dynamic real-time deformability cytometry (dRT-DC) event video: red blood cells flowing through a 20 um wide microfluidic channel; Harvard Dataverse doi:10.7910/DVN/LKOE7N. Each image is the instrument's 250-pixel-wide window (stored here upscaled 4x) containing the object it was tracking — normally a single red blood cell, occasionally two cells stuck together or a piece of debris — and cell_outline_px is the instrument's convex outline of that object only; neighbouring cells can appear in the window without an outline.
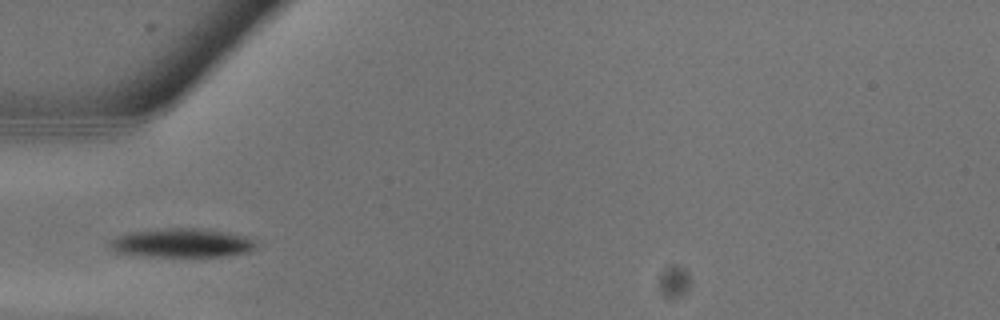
{"species": "common noctule bat (a hibernating species)", "species_latin": "Nyctalus noctula", "temperature_condition": "warm", "stored_images_in_passage": 3, "camera_frame_rate_fps": 3000, "um_per_image_px": 0.085, "animal": {"sex": "male", "body_mass_g": 13.3}, "frame": {"image": 1, "passage_image": 2, "time_ms": 0.333, "image_size_px": [1000, 320], "cell_outline_px": [[256, 248], [248, 252], [224, 256], [148, 256], [112, 252], [108, 248], [108, 244], [112, 240], [120, 236], [136, 232], [168, 228], [200, 228], [244, 236], [256, 240]], "centroid_in_image_um": [15.47, 20.66], "position_along_channel_um": 69.5, "area_um2": 24.28}}